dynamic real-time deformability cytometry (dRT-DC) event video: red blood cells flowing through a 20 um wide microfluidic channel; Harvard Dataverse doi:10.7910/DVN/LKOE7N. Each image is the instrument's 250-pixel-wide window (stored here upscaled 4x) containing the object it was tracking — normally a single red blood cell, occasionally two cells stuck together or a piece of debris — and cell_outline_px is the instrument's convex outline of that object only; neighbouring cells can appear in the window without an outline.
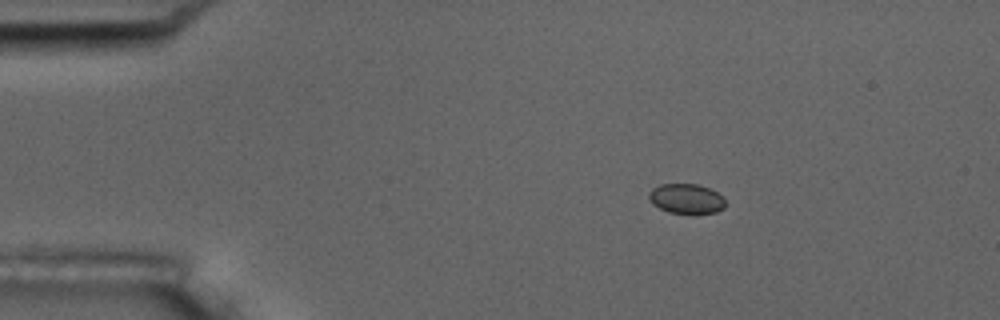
{"species": "common noctule bat (a hibernating species)", "species_latin": "Nyctalus noctula", "temperature_condition": "room temperature", "stored_images_in_passage": 3, "camera_frame_rate_fps": 3000, "um_per_image_px": 0.085, "animal": {"sex": "male", "body_mass_g": 17.5, "forearm_length_mm": 52.3}, "frame": {"image": 1, "passage_image": 1, "time_ms": 0.0, "image_size_px": [1000, 320], "cell_outline_px": [[724, 208], [716, 212], [692, 216], [668, 212], [652, 204], [648, 196], [648, 192], [652, 188], [660, 184], [696, 184], [708, 188], [724, 196]], "centroid_in_image_um": [58.33, 16.93], "position_along_channel_um": 26.7, "area_um2": 13.76}}